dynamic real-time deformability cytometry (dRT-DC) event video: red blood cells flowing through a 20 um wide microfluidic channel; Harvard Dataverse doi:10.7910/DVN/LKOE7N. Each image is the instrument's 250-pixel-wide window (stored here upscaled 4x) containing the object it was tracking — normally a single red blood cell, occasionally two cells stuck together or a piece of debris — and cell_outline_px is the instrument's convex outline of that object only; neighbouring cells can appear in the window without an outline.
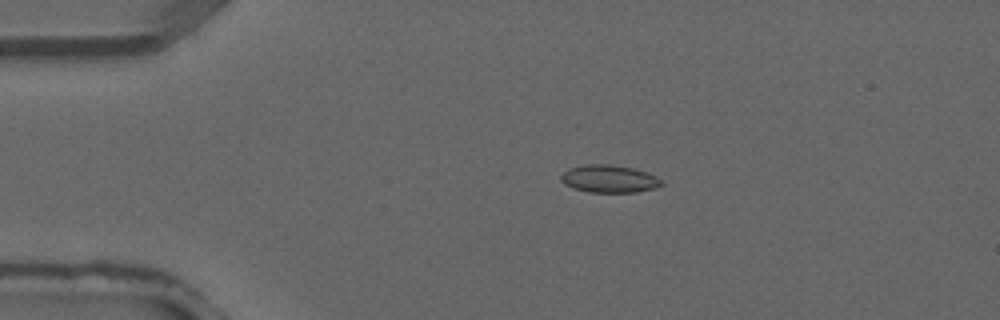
{"species": "common noctule bat (a hibernating species)", "species_latin": "Nyctalus noctula", "temperature_condition": "warm", "stored_images_in_passage": 31, "camera_frame_rate_fps": 3000, "um_per_image_px": 0.085, "animal": {"sex": "male", "forearm_length_mm": 52.5}, "frame": {"image": 1, "passage_image": 1, "time_ms": 0.0, "image_size_px": [1000, 320], "cell_outline_px": [[664, 184], [656, 188], [636, 192], [588, 192], [572, 188], [564, 184], [560, 180], [560, 176], [564, 172], [572, 168], [588, 164], [608, 164], [632, 168], [656, 176]], "centroid_in_image_um": [51.77, 15.21], "position_along_channel_um": 33.2, "area_um2": 16.01}}
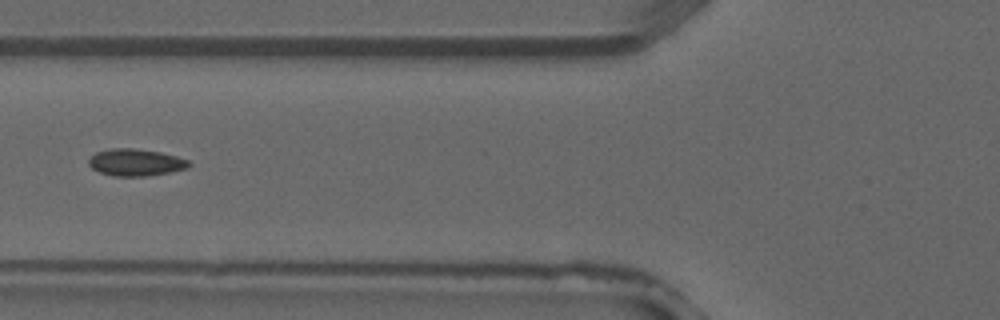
{"frame": {"image": 2, "passage_image": 8, "time_ms": 2.333, "image_size_px": [1000, 320], "cell_outline_px": [[192, 164], [188, 168], [172, 172], [148, 176], [116, 176], [100, 172], [92, 168], [88, 164], [88, 160], [96, 152], [112, 148], [136, 148], [160, 152], [176, 156], [188, 160]], "centroid_in_image_um": [11.56, 13.8], "position_along_channel_um": 114.2, "area_um2": 15.84}}
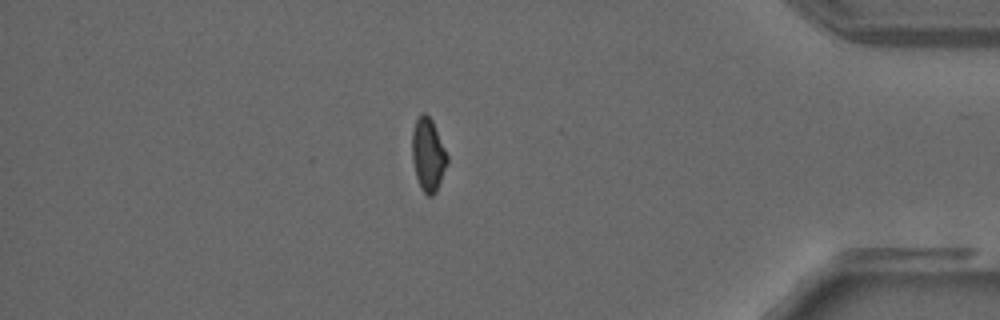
{"frame": {"image": 3, "passage_image": 26, "time_ms": 8.333, "image_size_px": [1000, 320], "cell_outline_px": [[448, 160], [436, 192], [432, 196], [428, 196], [424, 192], [416, 176], [412, 160], [412, 132], [416, 120], [424, 112], [432, 120], [448, 156]], "centroid_in_image_um": [36.38, 13.15], "position_along_channel_um": 398.8, "area_um2": 14.62}}